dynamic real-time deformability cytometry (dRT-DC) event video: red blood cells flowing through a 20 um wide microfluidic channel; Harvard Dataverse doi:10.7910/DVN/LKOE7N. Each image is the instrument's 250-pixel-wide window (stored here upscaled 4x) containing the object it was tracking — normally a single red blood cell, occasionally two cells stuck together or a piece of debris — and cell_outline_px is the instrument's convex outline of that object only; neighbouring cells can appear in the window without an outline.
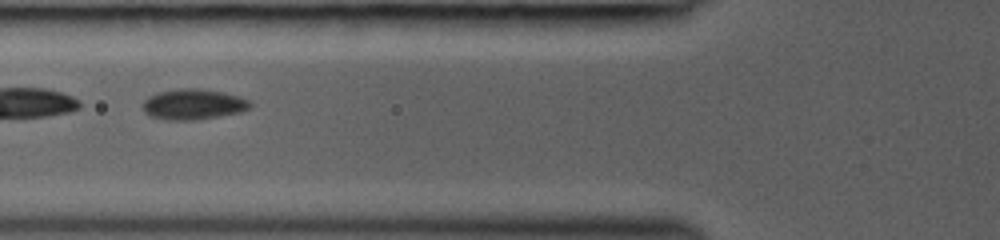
{"species": "common noctule bat (a hibernating species)", "species_latin": "Nyctalus noctula", "temperature_condition": "room temperature", "stored_images_in_passage": 11, "camera_frame_rate_fps": 3000, "um_per_image_px": 0.085, "animal": {"sex": "female", "body_mass_g": 19.0, "forearm_length_mm": 53.3}, "frame": {"image": 1, "passage_image": 8, "time_ms": 4.333, "image_size_px": [1000, 240], "cell_outline_px": [[252, 108], [240, 112], [196, 120], [164, 120], [148, 116], [144, 112], [144, 100], [148, 96], [160, 92], [180, 88], [196, 88], [220, 92], [240, 96], [248, 100], [252, 104]], "centroid_in_image_um": [16.42, 8.88], "position_along_channel_um": 109.4, "area_um2": 19.13}}
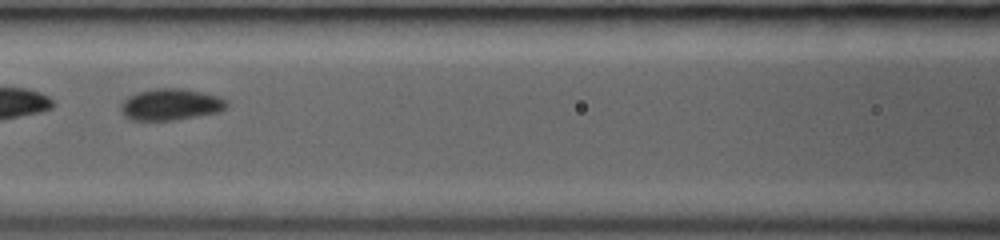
{"frame": {"image": 2, "passage_image": 10, "time_ms": 5.333, "image_size_px": [1000, 240], "cell_outline_px": [[228, 104], [224, 108], [216, 112], [176, 120], [132, 120], [124, 116], [120, 112], [120, 104], [128, 96], [136, 92], [156, 88], [184, 88], [220, 96], [228, 100]], "centroid_in_image_um": [14.48, 8.87], "position_along_channel_um": 152.1, "area_um2": 19.59}}